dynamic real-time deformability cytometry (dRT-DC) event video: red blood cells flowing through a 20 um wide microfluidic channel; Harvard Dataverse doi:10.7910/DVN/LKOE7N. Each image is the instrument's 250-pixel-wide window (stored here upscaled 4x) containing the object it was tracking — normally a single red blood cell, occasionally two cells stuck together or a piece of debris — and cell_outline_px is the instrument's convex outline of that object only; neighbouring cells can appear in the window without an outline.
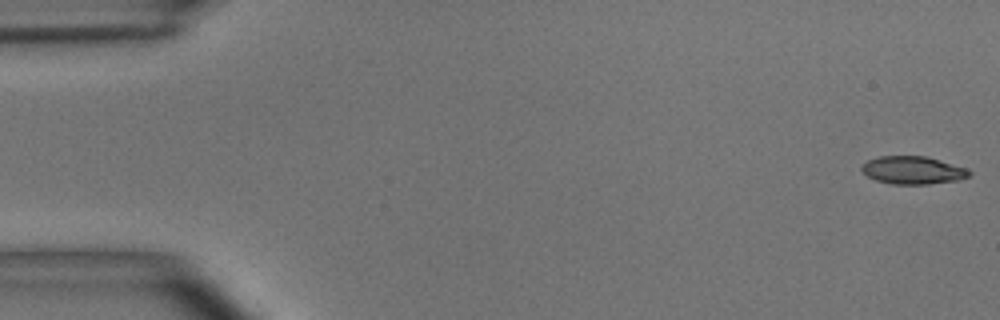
{"species": "common noctule bat (a hibernating species)", "species_latin": "Nyctalus noctula", "temperature_condition": "room temperature", "stored_images_in_passage": 52, "camera_frame_rate_fps": 3000, "um_per_image_px": 0.085, "animal": {"sex": "male", "body_mass_g": 15.6}, "frame": {"image": 1, "passage_image": 1, "time_ms": 0.0, "image_size_px": [1000, 320], "cell_outline_px": [[972, 172], [968, 176], [960, 180], [928, 184], [892, 184], [876, 180], [868, 176], [860, 168], [868, 160], [880, 156], [924, 156], [968, 168]], "centroid_in_image_um": [77.62, 14.47], "position_along_channel_um": 7.4, "area_um2": 17.34}}
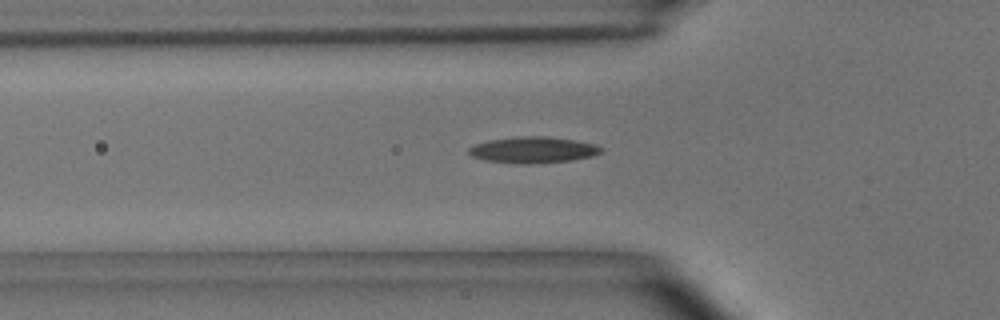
{"frame": {"image": 2, "passage_image": 18, "time_ms": 5.667, "image_size_px": [1000, 320], "cell_outline_px": [[604, 148], [600, 152], [592, 156], [572, 160], [528, 164], [520, 164], [484, 160], [472, 156], [468, 152], [468, 148], [476, 144], [488, 140], [524, 136], [544, 136], [572, 140], [596, 144]], "centroid_in_image_um": [45.3, 12.74], "position_along_channel_um": 80.5, "area_um2": 20.06}}
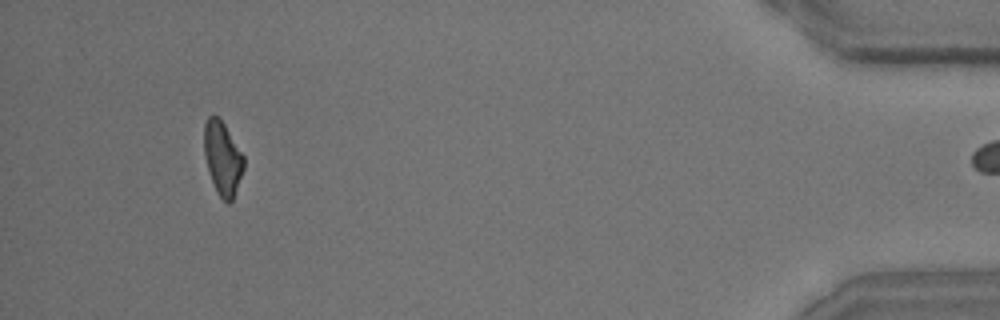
{"frame": {"image": 3, "passage_image": 51, "time_ms": 16.667, "image_size_px": [1000, 320], "cell_outline_px": [[244, 168], [232, 200], [228, 204], [216, 192], [204, 156], [204, 124], [208, 116], [220, 116], [244, 156]], "centroid_in_image_um": [18.91, 13.41], "position_along_channel_um": 416.3, "area_um2": 16.94}}